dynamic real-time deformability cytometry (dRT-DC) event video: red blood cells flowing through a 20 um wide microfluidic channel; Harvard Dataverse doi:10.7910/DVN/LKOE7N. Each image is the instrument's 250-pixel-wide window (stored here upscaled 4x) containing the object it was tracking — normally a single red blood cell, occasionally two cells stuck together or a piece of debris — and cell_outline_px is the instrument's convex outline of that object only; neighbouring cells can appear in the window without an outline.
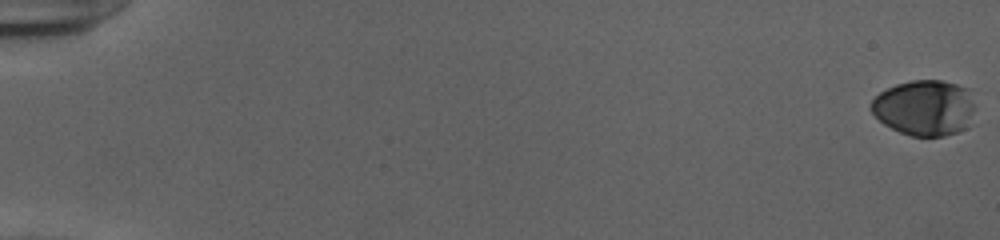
{"species": "human", "species_latin": "Homo sapiens", "temperature_condition": "cold", "stored_images_in_passage": 55, "camera_frame_rate_fps": 3000, "um_per_image_px": 0.085, "donor": {"sex": "female"}, "frame": {"image": 1, "passage_image": 1, "time_ms": 0.0, "image_size_px": [1000, 240], "cell_outline_px": [[976, 104], [968, 128], [944, 136], [912, 136], [900, 132], [884, 124], [872, 112], [872, 100], [880, 92], [896, 84], [912, 80], [940, 80], [956, 84], [968, 88]], "centroid_in_image_um": [78.64, 9.16], "position_along_channel_um": 6.4, "area_um2": 33.81}}
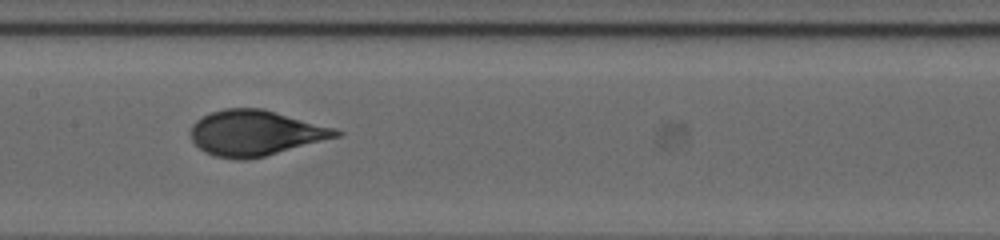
{"frame": {"image": 2, "passage_image": 30, "time_ms": 9.667, "image_size_px": [1000, 240], "cell_outline_px": [[344, 132], [340, 136], [264, 156], [248, 160], [240, 160], [216, 156], [204, 152], [192, 140], [192, 124], [196, 120], [212, 112], [224, 108], [264, 108], [336, 128]], "centroid_in_image_um": [21.73, 11.29], "position_along_channel_um": 185.7, "area_um2": 38.38}}
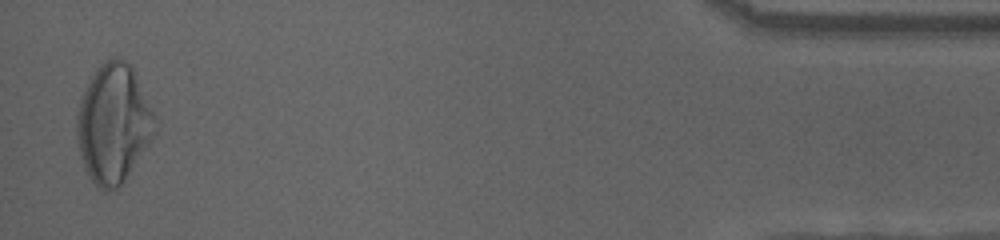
{"frame": {"image": 3, "passage_image": 54, "time_ms": 17.667, "image_size_px": [1000, 240], "cell_outline_px": [[156, 132], [124, 180], [116, 188], [104, 192], [96, 188], [88, 176], [80, 156], [76, 140], [76, 112], [84, 88], [96, 68], [112, 56], [116, 56], [124, 60], [132, 68], [156, 116]], "centroid_in_image_um": [9.61, 10.51], "position_along_channel_um": 425.6, "area_um2": 54.22}, "authors_computed_cell_mechanics": {"area_um2": 37.859, "velocity_mm_per_s": 3.9215, "shape_relaxation_time_tau1_ms": 5.1251, "shape_relaxation_time_tau2_ms": null, "deformation_change_tau1": 0.2252, "deformation_change_tau2": null}}